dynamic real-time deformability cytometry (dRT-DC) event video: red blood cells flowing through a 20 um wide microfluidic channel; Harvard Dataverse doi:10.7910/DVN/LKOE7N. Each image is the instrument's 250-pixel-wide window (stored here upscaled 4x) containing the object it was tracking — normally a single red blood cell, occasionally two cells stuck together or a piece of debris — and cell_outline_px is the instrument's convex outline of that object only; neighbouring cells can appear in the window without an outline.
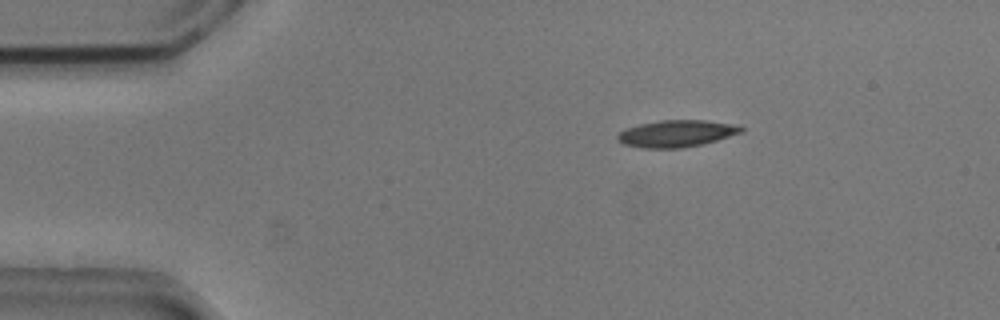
{"species": "common noctule bat (a hibernating species)", "species_latin": "Nyctalus noctula", "temperature_condition": "cold", "stored_images_in_passage": 54, "camera_frame_rate_fps": 3000, "um_per_image_px": 0.085, "animal": {"sex": "male", "body_mass_g": 20.5, "forearm_length_mm": 52.5}, "frame": {"image": 1, "passage_image": 9, "time_ms": 2.667, "image_size_px": [1000, 320], "cell_outline_px": [[744, 132], [704, 144], [684, 148], [644, 148], [624, 144], [616, 140], [616, 136], [620, 132], [628, 128], [640, 124], [660, 120], [704, 120], [740, 124], [744, 128]], "centroid_in_image_um": [57.57, 11.35], "position_along_channel_um": 27.4, "area_um2": 19.59}}
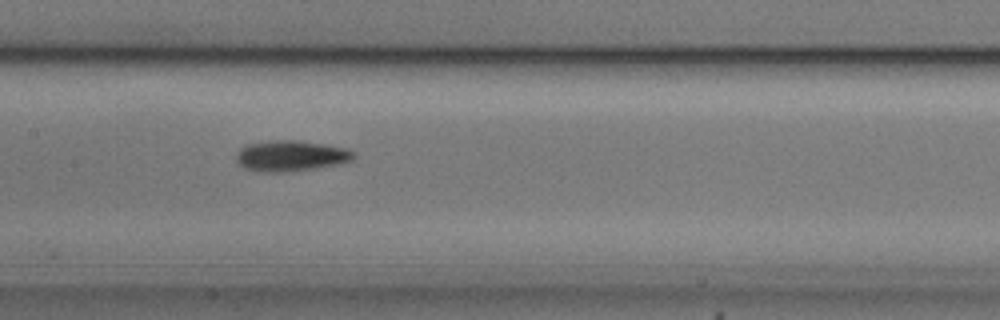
{"frame": {"image": 2, "passage_image": 26, "time_ms": 8.333, "image_size_px": [1000, 320], "cell_outline_px": [[356, 156], [352, 160], [336, 164], [312, 168], [280, 172], [260, 172], [244, 168], [236, 160], [236, 156], [240, 148], [248, 144], [272, 140], [296, 140], [324, 144], [344, 148], [352, 152]], "centroid_in_image_um": [24.67, 13.24], "position_along_channel_um": 182.7, "area_um2": 20.69}}
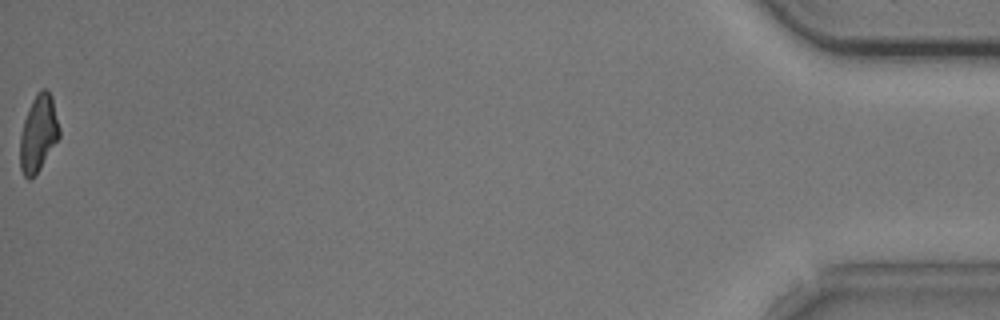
{"frame": {"image": 3, "passage_image": 54, "time_ms": 17.667, "image_size_px": [1000, 320], "cell_outline_px": [[60, 136], [36, 176], [28, 180], [24, 176], [20, 168], [20, 136], [24, 120], [28, 108], [36, 92], [40, 88], [48, 88], [52, 96], [60, 128]], "centroid_in_image_um": [3.27, 11.33], "position_along_channel_um": 431.9, "area_um2": 17.86}, "authors_computed_cell_mechanics": {"area_um2": 18.8428, "velocity_mm_per_s": 3.7435, "shape_relaxation_time_tau1_ms": 3.5495, "shape_relaxation_time_tau2_ms": 7.1115, "deformation_change_tau1": 0.106, "deformation_change_tau2": 0.1701}}